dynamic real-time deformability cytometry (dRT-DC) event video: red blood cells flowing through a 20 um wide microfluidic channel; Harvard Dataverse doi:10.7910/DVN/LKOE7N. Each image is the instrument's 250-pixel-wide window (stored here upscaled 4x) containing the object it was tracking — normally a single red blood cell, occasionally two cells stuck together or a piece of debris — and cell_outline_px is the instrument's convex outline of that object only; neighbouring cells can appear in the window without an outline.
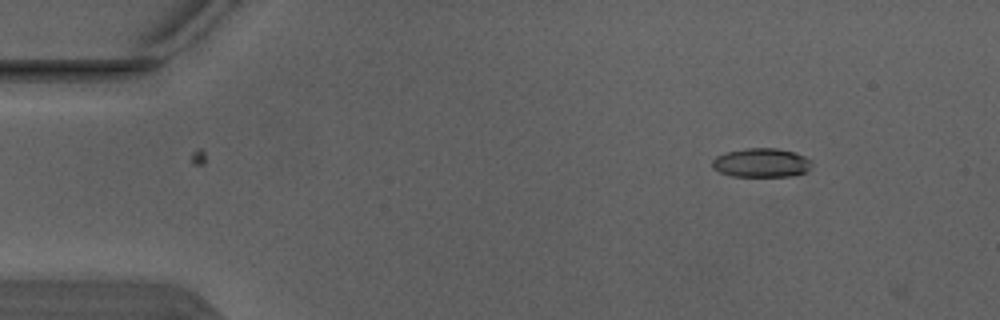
{"species": "Egyptian fruit bat (a non-hibernating species)", "species_latin": "Rousettus aegyptiacus", "temperature_condition": "warm", "stored_images_in_passage": 5, "segment_of_instrument_passage": [1, 2], "camera_frame_rate_fps": 3000, "um_per_image_px": 0.085, "animal": {"sex": "male"}, "frame": {"image": 1, "passage_image": 2, "time_ms": 0.333, "image_size_px": [1000, 320], "cell_outline_px": [[808, 168], [804, 172], [788, 176], [732, 176], [720, 172], [712, 168], [712, 160], [716, 156], [728, 152], [744, 148], [776, 148], [792, 152], [804, 156], [808, 160]], "centroid_in_image_um": [64.62, 13.83], "position_along_channel_um": 20.4, "area_um2": 16.42}}